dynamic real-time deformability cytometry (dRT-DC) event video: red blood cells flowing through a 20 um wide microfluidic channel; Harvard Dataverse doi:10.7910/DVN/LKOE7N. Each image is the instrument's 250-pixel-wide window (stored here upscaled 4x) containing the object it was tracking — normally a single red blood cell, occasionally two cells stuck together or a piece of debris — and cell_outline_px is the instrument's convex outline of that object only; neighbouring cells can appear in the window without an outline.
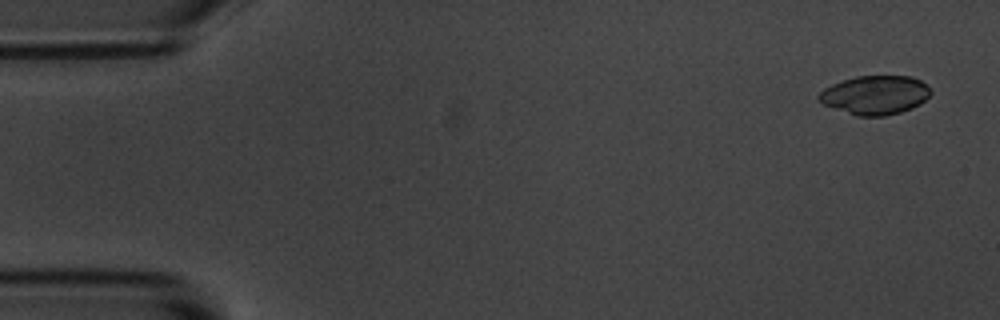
{"species": "common noctule bat (a hibernating species)", "species_latin": "Nyctalus noctula", "temperature_condition": "room temperature", "stored_images_in_passage": 4, "camera_frame_rate_fps": 3000, "um_per_image_px": 0.085, "animal": {"sex": "male", "body_mass_g": 20.1, "forearm_length_mm": 53.5}, "frame": {"image": 1, "passage_image": 1, "time_ms": 0.0, "image_size_px": [1000, 320], "cell_outline_px": [[932, 92], [920, 104], [912, 108], [900, 112], [884, 116], [856, 116], [820, 104], [816, 100], [816, 96], [824, 88], [832, 84], [856, 76], [912, 76], [920, 80], [932, 88]], "centroid_in_image_um": [74.35, 8.08], "position_along_channel_um": 10.6, "area_um2": 25.66}}